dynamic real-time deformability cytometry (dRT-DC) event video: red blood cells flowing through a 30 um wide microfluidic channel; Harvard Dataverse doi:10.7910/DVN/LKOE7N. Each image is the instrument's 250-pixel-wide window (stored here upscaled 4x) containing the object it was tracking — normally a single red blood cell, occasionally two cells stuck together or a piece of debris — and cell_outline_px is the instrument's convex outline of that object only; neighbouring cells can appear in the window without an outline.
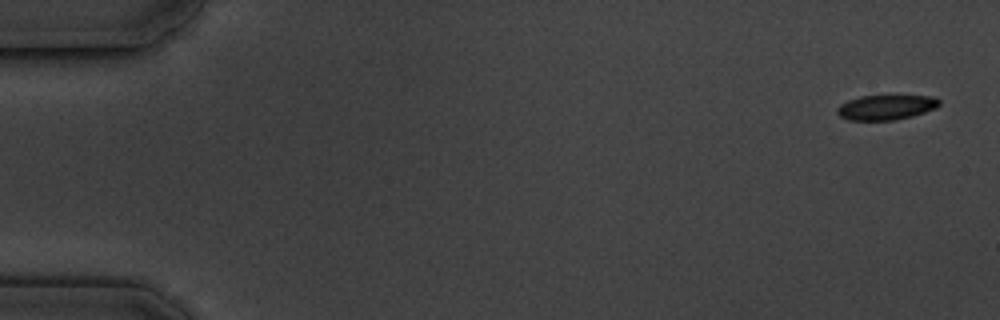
{"species": "common noctule bat (a hibernating species)", "species_latin": "Nyctalus noctula", "temperature_condition": "cold", "stored_images_in_passage": 11, "camera_frame_rate_fps": 3000, "um_per_image_px": 0.085, "animal": {"sex": "male", "body_mass_g": 19.5, "forearm_length_mm": 54.6}, "frame": {"image": 1, "passage_image": 1, "time_ms": 0.0, "image_size_px": [1000, 320], "cell_outline_px": [[940, 104], [936, 108], [912, 116], [896, 120], [848, 120], [840, 116], [836, 112], [836, 108], [840, 104], [848, 100], [860, 96], [932, 96], [940, 100]], "centroid_in_image_um": [75.29, 9.12], "position_along_channel_um": 9.7, "area_um2": 14.8}}
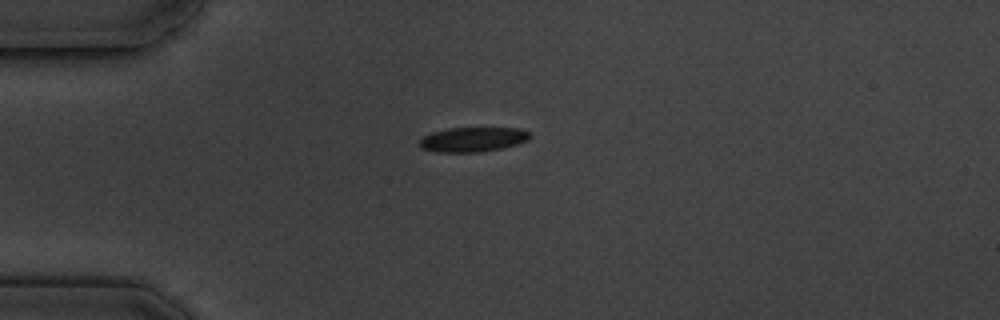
{"frame": {"image": 2, "passage_image": 4, "time_ms": 4.333, "image_size_px": [1000, 320], "cell_outline_px": [[532, 136], [528, 140], [516, 144], [500, 148], [480, 152], [436, 152], [420, 148], [420, 140], [424, 136], [432, 132], [448, 128], [520, 128], [528, 132]], "centroid_in_image_um": [40.18, 11.85], "position_along_channel_um": 44.8, "area_um2": 15.78}}